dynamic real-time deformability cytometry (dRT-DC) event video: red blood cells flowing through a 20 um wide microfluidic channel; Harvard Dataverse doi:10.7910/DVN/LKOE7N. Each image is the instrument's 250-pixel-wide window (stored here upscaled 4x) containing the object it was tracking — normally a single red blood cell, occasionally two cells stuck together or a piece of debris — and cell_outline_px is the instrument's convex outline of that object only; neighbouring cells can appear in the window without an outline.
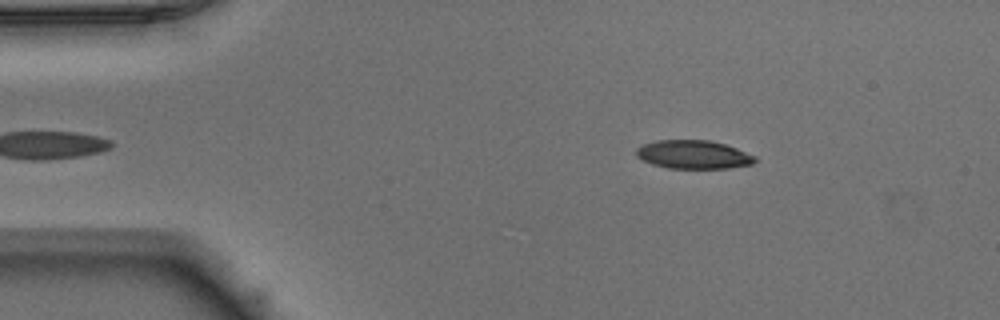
{"species": "Egyptian fruit bat (a non-hibernating species)", "species_latin": "Rousettus aegyptiacus", "temperature_condition": "warm", "stored_images_in_passage": 46, "camera_frame_rate_fps": 3000, "um_per_image_px": 0.085, "animal": {"sex": "male"}, "frame": {"image": 1, "passage_image": 3, "time_ms": 0.667, "image_size_px": [1000, 320], "cell_outline_px": [[756, 160], [752, 164], [728, 168], [668, 168], [652, 164], [636, 156], [636, 148], [644, 144], [656, 140], [708, 140], [724, 144], [736, 148], [756, 156]], "centroid_in_image_um": [58.93, 13.13], "position_along_channel_um": 26.1, "area_um2": 19.59}}
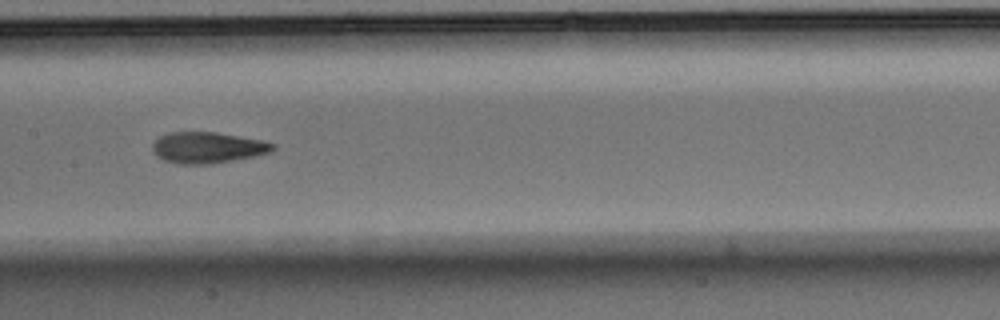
{"frame": {"image": 2, "passage_image": 20, "time_ms": 6.333, "image_size_px": [1000, 320], "cell_outline_px": [[276, 148], [272, 152], [256, 156], [212, 164], [176, 164], [164, 160], [156, 156], [152, 152], [152, 144], [160, 136], [172, 132], [216, 132], [264, 140], [276, 144]], "centroid_in_image_um": [17.68, 12.55], "position_along_channel_um": 189.7, "area_um2": 22.14}}
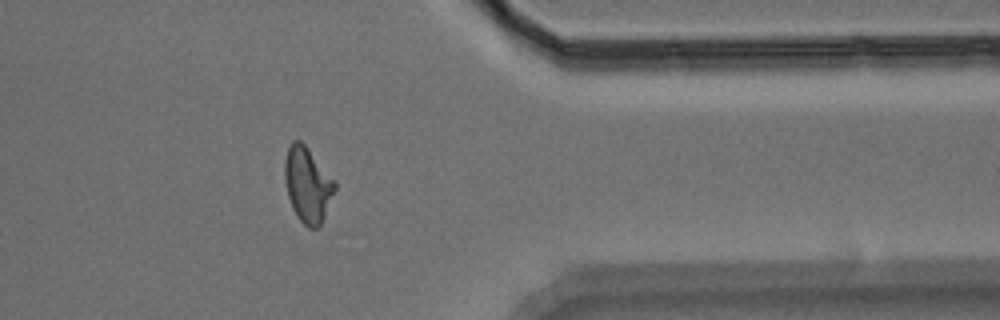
{"frame": {"image": 3, "passage_image": 36, "time_ms": 11.667, "image_size_px": [1000, 320], "cell_outline_px": [[336, 188], [320, 228], [308, 228], [296, 216], [292, 208], [288, 196], [284, 180], [284, 160], [288, 148], [292, 140], [300, 140], [304, 144], [336, 180]], "centroid_in_image_um": [26.15, 15.71], "position_along_channel_um": 385.3, "area_um2": 22.2}, "authors_computed_cell_mechanics": {"area_um2": 21.386, "velocity_mm_per_s": 3.9376, "shape_relaxation_time_tau1_ms": 7.7683, "shape_relaxation_time_tau2_ms": 1.5634, "deformation_change_tau1": 0.2384, "deformation_change_tau2": 0.0929}}